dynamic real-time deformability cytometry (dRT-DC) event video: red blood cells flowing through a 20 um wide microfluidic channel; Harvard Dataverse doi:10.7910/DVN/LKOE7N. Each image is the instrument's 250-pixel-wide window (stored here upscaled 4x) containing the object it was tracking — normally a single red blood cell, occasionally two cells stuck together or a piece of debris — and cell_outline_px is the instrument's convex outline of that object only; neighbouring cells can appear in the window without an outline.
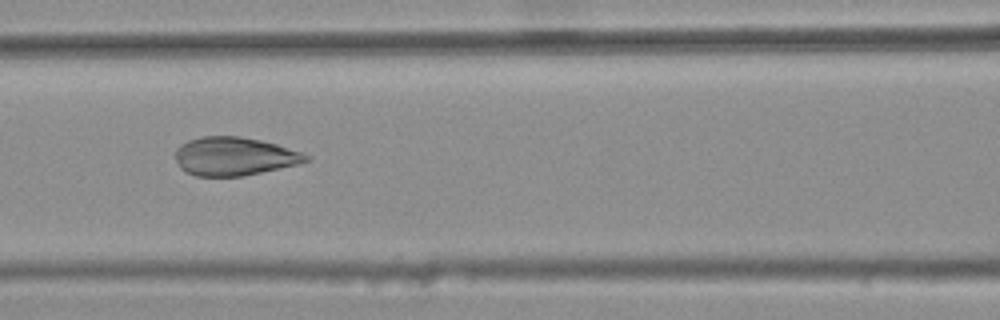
{"species": "common noctule bat (a hibernating species)", "species_latin": "Nyctalus noctula", "temperature_condition": "warm", "stored_images_in_passage": 41, "camera_frame_rate_fps": 3000, "um_per_image_px": 0.085, "animal": {"sex": "female", "body_mass_g": 25.1}, "frame": {"image": 1, "passage_image": 18, "time_ms": 5.667, "image_size_px": [1000, 320], "cell_outline_px": [[312, 160], [300, 164], [244, 176], [196, 176], [180, 168], [176, 160], [176, 148], [180, 144], [188, 140], [200, 136], [240, 136], [260, 140], [276, 144], [312, 156]], "centroid_in_image_um": [19.94, 13.29], "position_along_channel_um": 146.7, "area_um2": 29.42}}
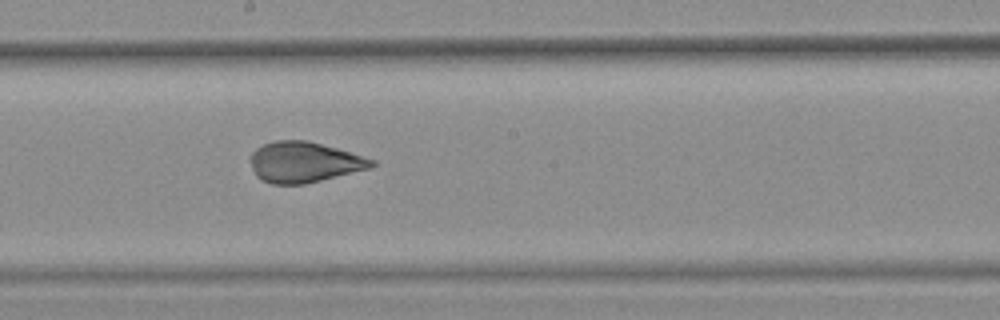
{"frame": {"image": 2, "passage_image": 24, "time_ms": 7.667, "image_size_px": [1000, 320], "cell_outline_px": [[376, 164], [368, 168], [304, 184], [272, 184], [260, 180], [256, 176], [248, 160], [252, 152], [256, 148], [264, 144], [276, 140], [304, 140], [336, 148], [376, 160]], "centroid_in_image_um": [25.78, 13.78], "position_along_channel_um": 222.4, "area_um2": 28.44}}
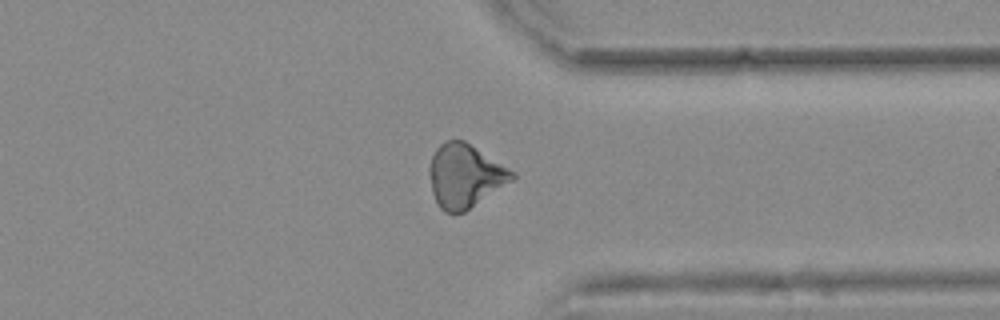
{"frame": {"image": 3, "passage_image": 36, "time_ms": 11.667, "image_size_px": [1000, 320], "cell_outline_px": [[516, 176], [512, 180], [464, 212], [444, 212], [440, 208], [432, 192], [428, 172], [428, 168], [432, 156], [436, 148], [444, 140], [464, 140], [516, 172]], "centroid_in_image_um": [39.5, 14.92], "position_along_channel_um": 371.9, "area_um2": 30.4}}